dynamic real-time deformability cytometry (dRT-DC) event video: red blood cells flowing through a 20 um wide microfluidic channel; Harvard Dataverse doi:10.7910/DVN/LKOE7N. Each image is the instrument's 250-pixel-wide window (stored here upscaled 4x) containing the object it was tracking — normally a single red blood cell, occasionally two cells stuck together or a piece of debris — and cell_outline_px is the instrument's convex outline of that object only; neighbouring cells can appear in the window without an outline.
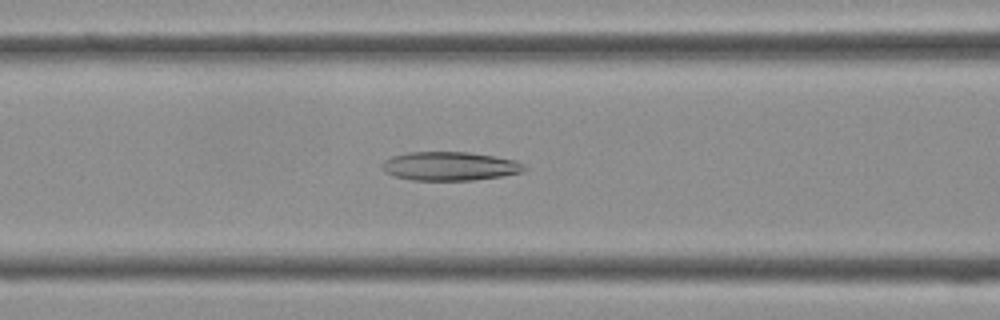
{"species": "Egyptian fruit bat (a non-hibernating species)", "species_latin": "Rousettus aegyptiacus", "temperature_condition": "cold", "stored_images_in_passage": 40, "camera_frame_rate_fps": 3000, "um_per_image_px": 0.085, "frame": {"image": 1, "passage_image": 16, "time_ms": 5.0, "image_size_px": [1000, 320], "cell_outline_px": [[528, 168], [524, 172], [504, 176], [472, 180], [412, 180], [396, 176], [384, 172], [380, 168], [380, 164], [384, 160], [392, 156], [408, 152], [468, 152], [516, 160], [524, 164]], "centroid_in_image_um": [38.24, 14.12], "position_along_channel_um": 128.4, "area_um2": 24.04}}
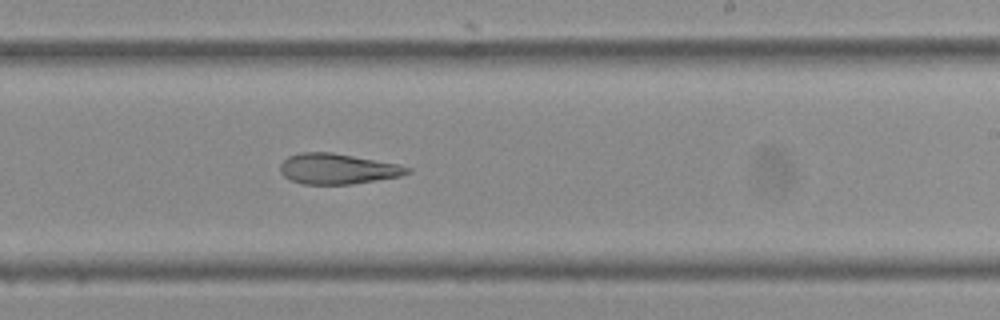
{"frame": {"image": 2, "passage_image": 24, "time_ms": 7.667, "image_size_px": [1000, 320], "cell_outline_px": [[412, 172], [400, 176], [352, 184], [304, 184], [288, 180], [280, 172], [280, 164], [288, 156], [300, 152], [332, 152], [396, 164], [412, 168]], "centroid_in_image_um": [28.66, 14.35], "position_along_channel_um": 260.3, "area_um2": 22.54}}
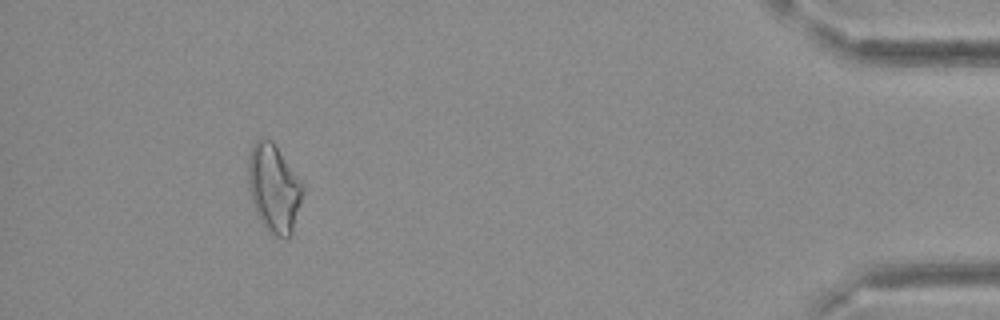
{"frame": {"image": 3, "passage_image": 37, "time_ms": 12.0, "image_size_px": [1000, 320], "cell_outline_px": [[304, 188], [292, 236], [288, 240], [284, 240], [268, 232], [256, 216], [248, 184], [248, 160], [252, 144], [260, 136], [272, 140], [304, 184]], "centroid_in_image_um": [23.28, 16.02], "position_along_channel_um": 411.9, "area_um2": 28.55}}